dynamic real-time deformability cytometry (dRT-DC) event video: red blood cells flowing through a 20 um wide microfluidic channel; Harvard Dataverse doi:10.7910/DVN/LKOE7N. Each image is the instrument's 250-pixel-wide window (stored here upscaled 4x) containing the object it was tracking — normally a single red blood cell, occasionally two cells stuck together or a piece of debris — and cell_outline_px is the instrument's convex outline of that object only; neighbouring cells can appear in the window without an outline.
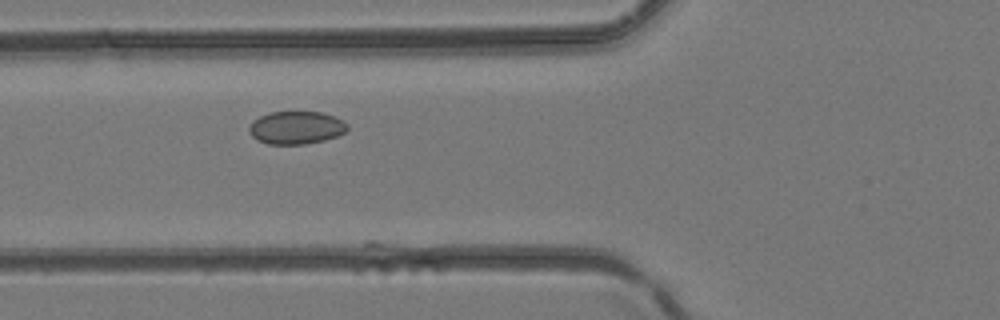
{"species": "common noctule bat (a hibernating species)", "species_latin": "Nyctalus noctula", "temperature_condition": "room temperature", "stored_images_in_passage": 7, "camera_frame_rate_fps": 3000, "um_per_image_px": 0.085, "animal": {"sex": "female", "body_mass_g": 24.6, "forearm_length_mm": 56.2}, "frame": {"image": 1, "passage_image": 4, "time_ms": 1.0, "image_size_px": [1000, 320], "cell_outline_px": [[348, 128], [344, 132], [336, 136], [324, 140], [304, 144], [268, 144], [256, 140], [248, 132], [248, 128], [252, 120], [268, 112], [320, 112], [332, 116], [348, 124]], "centroid_in_image_um": [25.11, 10.85], "position_along_channel_um": 100.7, "area_um2": 18.79}}